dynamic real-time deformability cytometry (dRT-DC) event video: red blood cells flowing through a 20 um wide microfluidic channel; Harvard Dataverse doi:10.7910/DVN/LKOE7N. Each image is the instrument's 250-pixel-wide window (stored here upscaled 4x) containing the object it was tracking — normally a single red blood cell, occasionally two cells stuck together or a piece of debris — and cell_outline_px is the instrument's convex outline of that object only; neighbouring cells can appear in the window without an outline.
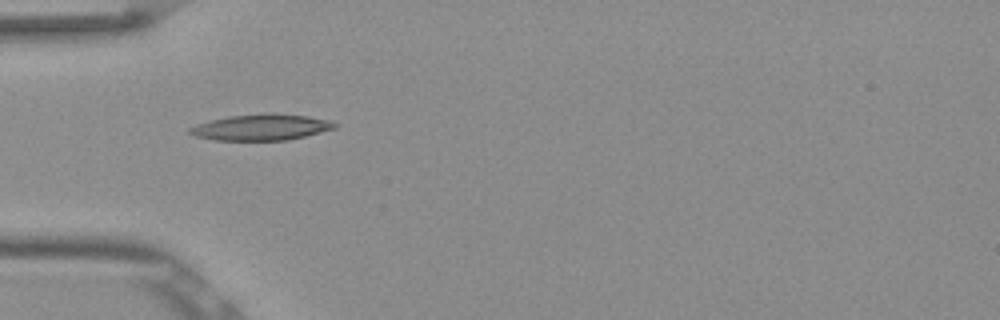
{"species": "Egyptian fruit bat (a non-hibernating species)", "species_latin": "Rousettus aegyptiacus", "temperature_condition": "room temperature", "stored_images_in_passage": 32, "camera_frame_rate_fps": 3000, "um_per_image_px": 0.085, "frame": {"image": 1, "passage_image": 1, "time_ms": 0.0, "image_size_px": [1000, 320], "cell_outline_px": [[336, 128], [288, 140], [216, 140], [196, 136], [188, 132], [188, 128], [196, 124], [208, 120], [228, 116], [308, 116], [328, 120], [336, 124]], "centroid_in_image_um": [22.13, 10.86], "position_along_channel_um": 62.9, "area_um2": 20.92}}
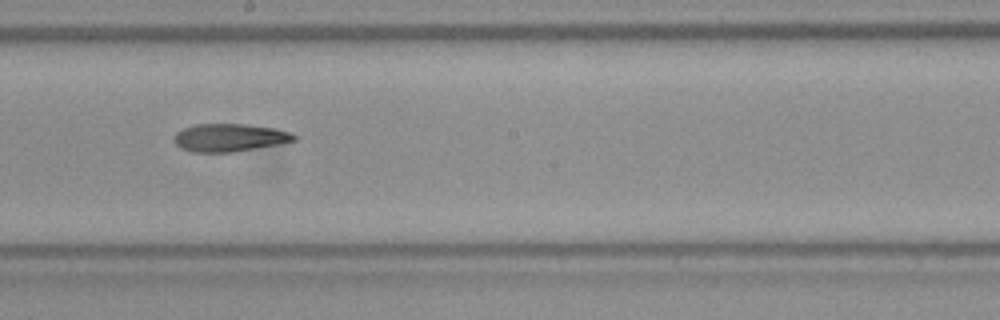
{"frame": {"image": 2, "passage_image": 14, "time_ms": 4.333, "image_size_px": [1000, 320], "cell_outline_px": [[300, 136], [296, 140], [276, 144], [232, 152], [192, 152], [180, 148], [172, 140], [172, 136], [176, 132], [184, 128], [196, 124], [248, 124], [272, 128], [292, 132]], "centroid_in_image_um": [19.48, 11.69], "position_along_channel_um": 228.7, "area_um2": 19.54}}
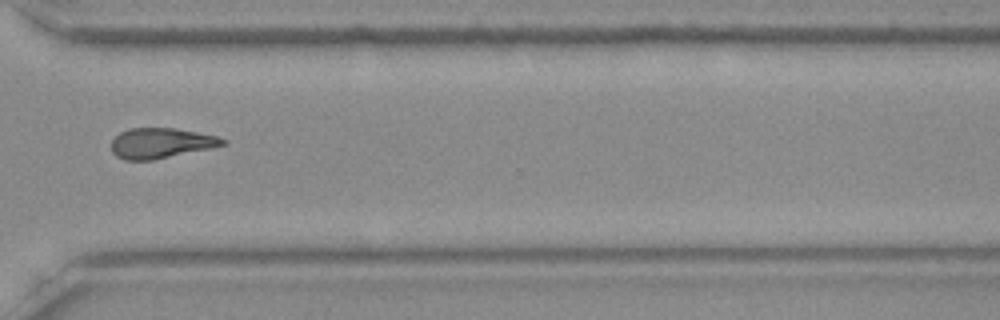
{"frame": {"image": 3, "passage_image": 24, "time_ms": 7.667, "image_size_px": [1000, 320], "cell_outline_px": [[228, 144], [212, 148], [152, 160], [124, 160], [116, 156], [112, 152], [112, 140], [120, 132], [128, 128], [176, 128], [216, 136], [228, 140]], "centroid_in_image_um": [13.69, 12.16], "position_along_channel_um": 356.9, "area_um2": 19.71}}